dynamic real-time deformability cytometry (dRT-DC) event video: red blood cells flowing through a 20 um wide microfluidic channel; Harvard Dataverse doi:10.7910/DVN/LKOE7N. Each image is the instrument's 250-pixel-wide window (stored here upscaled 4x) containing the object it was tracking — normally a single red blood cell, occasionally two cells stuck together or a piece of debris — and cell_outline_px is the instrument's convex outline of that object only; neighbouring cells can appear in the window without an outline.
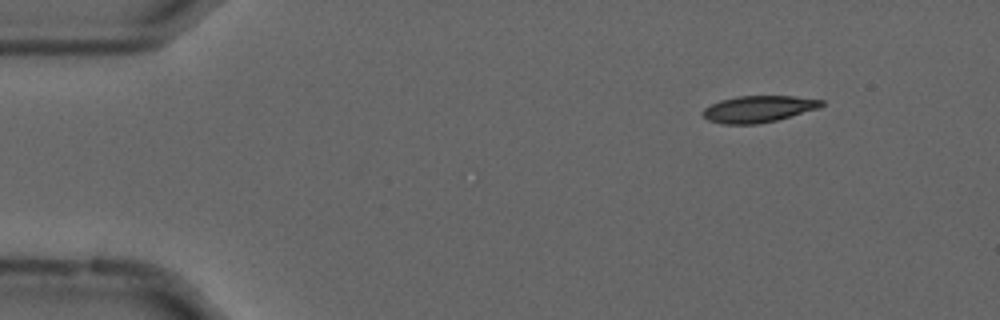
{"species": "common noctule bat (a hibernating species)", "species_latin": "Nyctalus noctula", "temperature_condition": "cold", "stored_images_in_passage": 50, "camera_frame_rate_fps": 3000, "um_per_image_px": 0.085, "animal": {"sex": "male", "forearm_length_mm": 52.5}, "frame": {"image": 1, "passage_image": 1, "time_ms": 0.0, "image_size_px": [1000, 320], "cell_outline_px": [[824, 104], [820, 108], [776, 120], [756, 124], [724, 124], [708, 120], [700, 112], [704, 108], [720, 100], [740, 96], [792, 96], [824, 100]], "centroid_in_image_um": [64.47, 9.26], "position_along_channel_um": 20.5, "area_um2": 18.32}}
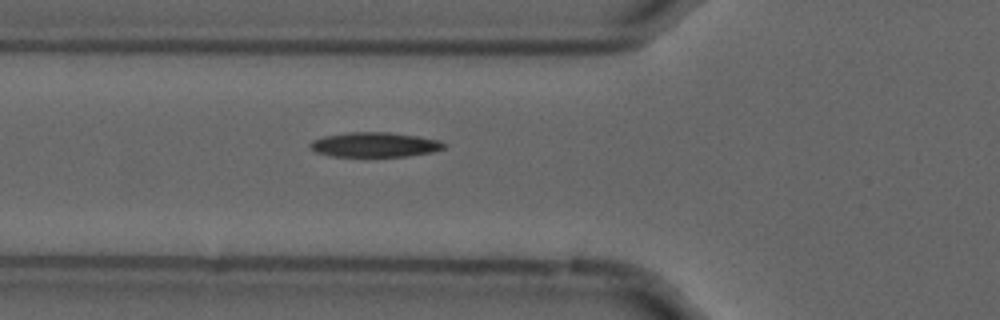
{"frame": {"image": 2, "passage_image": 14, "time_ms": 4.333, "image_size_px": [1000, 320], "cell_outline_px": [[448, 144], [444, 148], [432, 152], [408, 156], [332, 156], [316, 152], [308, 144], [312, 140], [324, 136], [348, 132], [388, 132], [416, 136], [440, 140]], "centroid_in_image_um": [31.87, 12.29], "position_along_channel_um": 93.9, "area_um2": 19.25}}
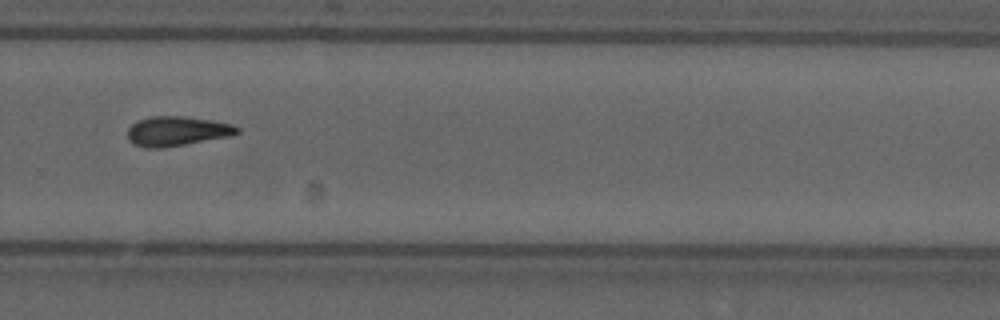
{"frame": {"image": 3, "passage_image": 32, "time_ms": 10.333, "image_size_px": [1000, 320], "cell_outline_px": [[240, 132], [228, 136], [184, 144], [160, 148], [144, 148], [132, 144], [128, 140], [128, 128], [136, 120], [152, 116], [184, 116], [232, 124], [240, 128]], "centroid_in_image_um": [14.98, 11.14], "position_along_channel_um": 314.8, "area_um2": 18.79}}